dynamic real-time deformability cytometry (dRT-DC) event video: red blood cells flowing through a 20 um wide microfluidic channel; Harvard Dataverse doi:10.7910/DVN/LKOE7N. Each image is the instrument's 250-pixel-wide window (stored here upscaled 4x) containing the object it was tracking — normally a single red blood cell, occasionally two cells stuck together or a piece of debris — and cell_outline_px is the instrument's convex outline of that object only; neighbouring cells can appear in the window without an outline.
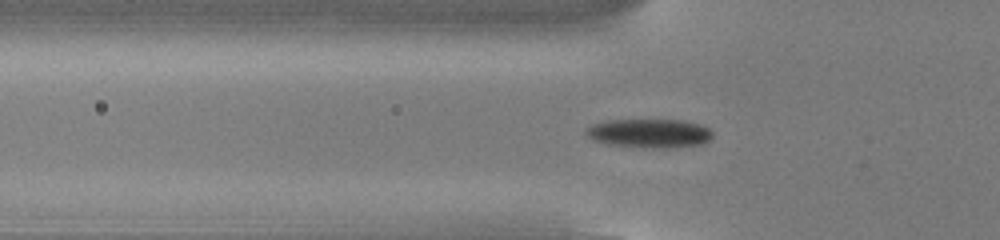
{"species": "common noctule bat (a hibernating species)", "species_latin": "Nyctalus noctula", "temperature_condition": "cold", "stored_images_in_passage": 55, "camera_frame_rate_fps": 3000, "um_per_image_px": 0.085, "animal": {"sex": "male", "body_mass_g": 13.0, "forearm_length_mm": 53.1}, "frame": {"image": 1, "passage_image": 19, "time_ms": 6.0, "image_size_px": [1000, 240], "cell_outline_px": [[712, 136], [704, 144], [672, 148], [652, 148], [608, 144], [592, 140], [584, 132], [584, 128], [592, 124], [608, 120], [684, 120], [700, 124], [708, 128], [712, 132]], "centroid_in_image_um": [55.19, 11.33], "position_along_channel_um": 70.6, "area_um2": 21.5}}
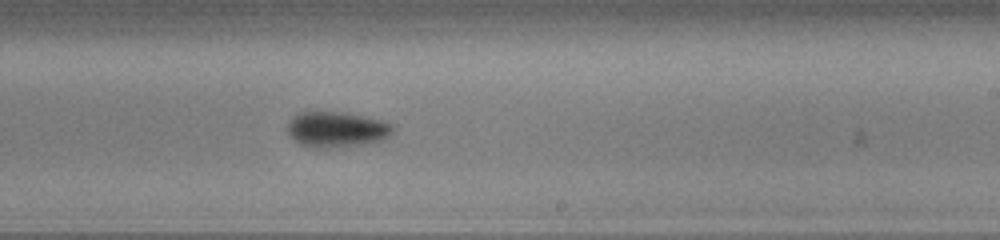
{"frame": {"image": 2, "passage_image": 34, "time_ms": 11.0, "image_size_px": [1000, 240], "cell_outline_px": [[396, 128], [388, 136], [380, 140], [360, 144], [328, 148], [312, 148], [300, 144], [288, 132], [288, 124], [300, 112], [308, 108], [348, 112], [380, 120], [392, 124]], "centroid_in_image_um": [28.59, 10.95], "position_along_channel_um": 260.4, "area_um2": 22.2}}
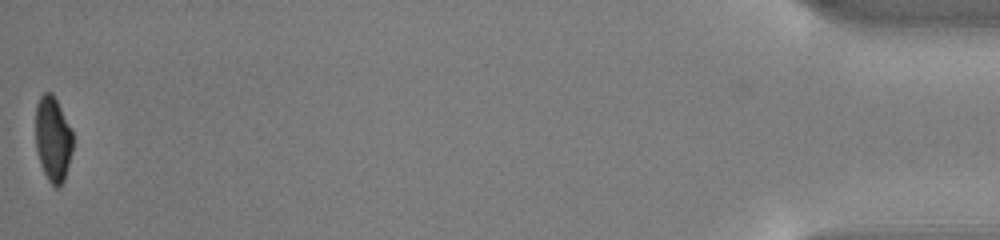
{"frame": {"image": 3, "passage_image": 55, "time_ms": 18.0, "image_size_px": [1000, 240], "cell_outline_px": [[72, 152], [64, 180], [60, 188], [56, 188], [48, 180], [40, 164], [36, 148], [36, 104], [40, 96], [44, 92], [52, 92], [72, 132]], "centroid_in_image_um": [4.49, 11.84], "position_along_channel_um": 430.7, "area_um2": 18.32}, "authors_computed_cell_mechanics": {"area_um2": 20.519, "velocity_mm_per_s": 3.8053, "shape_relaxation_time_tau1_ms": 4.6451, "shape_relaxation_time_tau2_ms": 7.2916, "deformation_change_tau1": 0.1833, "deformation_change_tau2": 0.123}}